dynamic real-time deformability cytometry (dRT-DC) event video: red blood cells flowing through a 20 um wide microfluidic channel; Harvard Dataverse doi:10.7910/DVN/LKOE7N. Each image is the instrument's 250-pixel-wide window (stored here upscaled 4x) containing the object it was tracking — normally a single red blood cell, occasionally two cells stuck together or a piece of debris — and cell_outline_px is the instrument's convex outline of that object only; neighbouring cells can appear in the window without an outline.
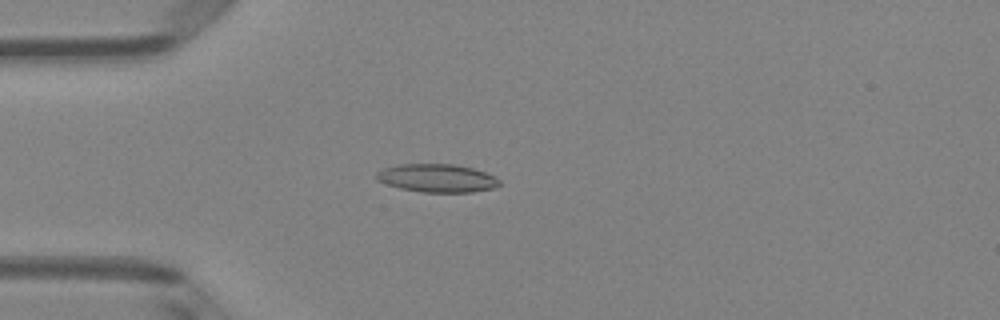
{"species": "Egyptian fruit bat (a non-hibernating species)", "species_latin": "Rousettus aegyptiacus", "temperature_condition": "room temperature", "stored_images_in_passage": 37, "camera_frame_rate_fps": 3000, "um_per_image_px": 0.085, "animal": {"sex": "female"}, "frame": {"image": 1, "passage_image": 4, "time_ms": 1.0, "image_size_px": [1000, 320], "cell_outline_px": [[500, 184], [496, 188], [472, 192], [424, 192], [400, 188], [376, 180], [376, 172], [384, 168], [400, 164], [456, 164], [472, 168], [484, 172], [500, 180]], "centroid_in_image_um": [37.16, 15.14], "position_along_channel_um": 47.8, "area_um2": 20.11}}
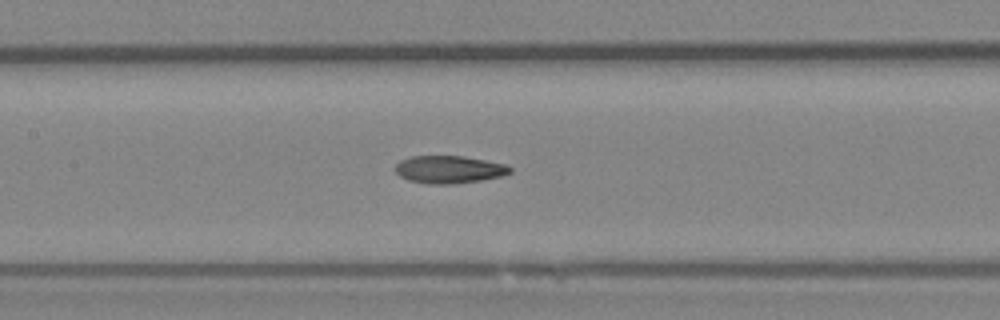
{"frame": {"image": 2, "passage_image": 14, "time_ms": 4.333, "image_size_px": [1000, 320], "cell_outline_px": [[512, 172], [504, 176], [480, 180], [452, 184], [428, 184], [408, 180], [400, 176], [396, 172], [396, 164], [400, 160], [412, 156], [464, 156], [508, 164], [512, 168]], "centroid_in_image_um": [38.22, 14.4], "position_along_channel_um": 169.2, "area_um2": 18.61}}
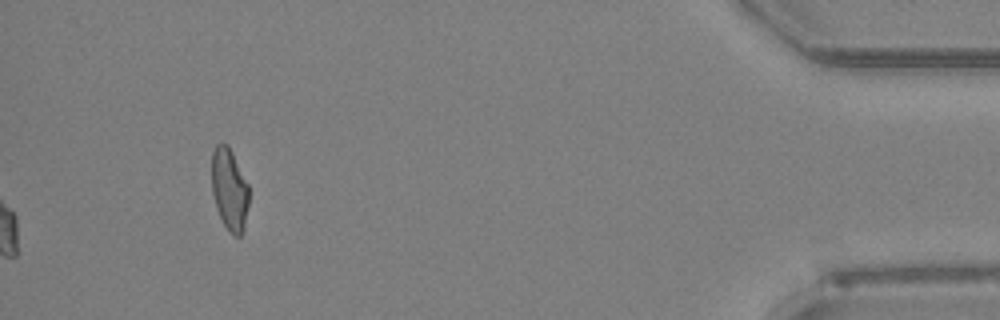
{"frame": {"image": 3, "passage_image": 37, "time_ms": 12.0, "image_size_px": [1000, 320], "cell_outline_px": [[248, 204], [244, 228], [240, 236], [232, 236], [228, 232], [216, 208], [212, 192], [212, 152], [216, 144], [228, 144], [248, 184]], "centroid_in_image_um": [19.49, 16.11], "position_along_channel_um": 415.7, "area_um2": 17.74}, "authors_computed_cell_mechanics": {"area_um2": 19.1896, "velocity_mm_per_s": 4.0766, "shape_relaxation_time_tau1_ms": null, "shape_relaxation_time_tau2_ms": 4.2228, "deformation_change_tau1": null, "deformation_change_tau2": 0.1276}}